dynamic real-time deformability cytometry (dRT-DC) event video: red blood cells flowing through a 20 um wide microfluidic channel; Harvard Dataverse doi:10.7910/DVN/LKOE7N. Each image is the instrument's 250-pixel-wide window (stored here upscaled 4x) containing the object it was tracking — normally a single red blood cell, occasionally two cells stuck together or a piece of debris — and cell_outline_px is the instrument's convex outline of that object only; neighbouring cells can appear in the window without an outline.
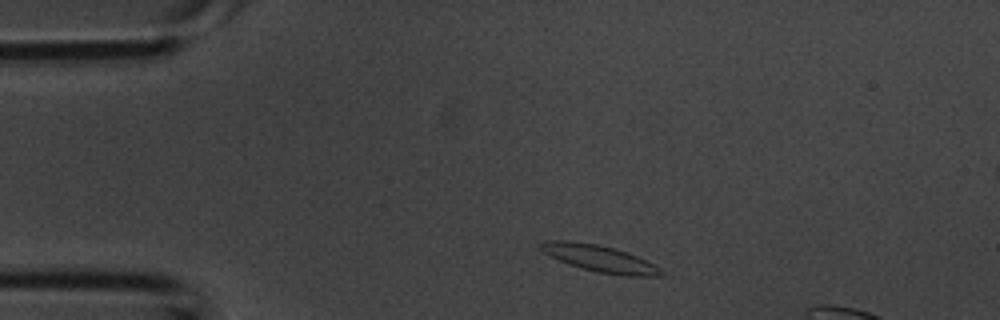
{"species": "common noctule bat (a hibernating species)", "species_latin": "Nyctalus noctula", "temperature_condition": "room temperature", "stored_images_in_passage": 2, "segment_of_instrument_passage": [2, 2], "camera_frame_rate_fps": 3000, "um_per_image_px": 0.085, "animal": {"sex": "male", "body_mass_g": 20.1, "forearm_length_mm": 53.5}, "frame": {"image": 1, "passage_image": 2, "time_ms": 0.333, "image_size_px": [1000, 320], "cell_outline_px": [[668, 272], [660, 276], [620, 276], [596, 272], [568, 264], [548, 256], [540, 248], [540, 244], [548, 240], [572, 240], [596, 244], [628, 252]], "centroid_in_image_um": [50.97, 21.98], "position_along_channel_um": 34.0, "area_um2": 18.84}}